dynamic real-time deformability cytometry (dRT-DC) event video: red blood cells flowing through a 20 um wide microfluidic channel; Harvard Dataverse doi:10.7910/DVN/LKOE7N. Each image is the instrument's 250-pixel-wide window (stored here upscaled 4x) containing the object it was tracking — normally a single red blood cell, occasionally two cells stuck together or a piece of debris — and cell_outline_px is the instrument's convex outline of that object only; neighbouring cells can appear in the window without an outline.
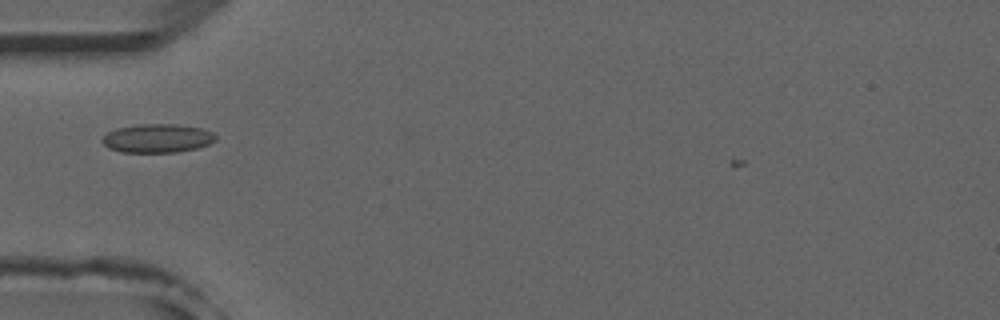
{"species": "common noctule bat (a hibernating species)", "species_latin": "Nyctalus noctula", "temperature_condition": "room temperature", "stored_images_in_passage": 29, "camera_frame_rate_fps": 3000, "um_per_image_px": 0.085, "animal": {"sex": "male", "forearm_length_mm": 52.5}, "frame": {"image": 1, "passage_image": 8, "time_ms": 2.333, "image_size_px": [1000, 320], "cell_outline_px": [[216, 140], [208, 144], [196, 148], [176, 152], [120, 152], [108, 148], [100, 140], [108, 132], [116, 128], [140, 124], [176, 124], [204, 128], [212, 132], [216, 136]], "centroid_in_image_um": [13.37, 11.75], "position_along_channel_um": 71.6, "area_um2": 19.02}}
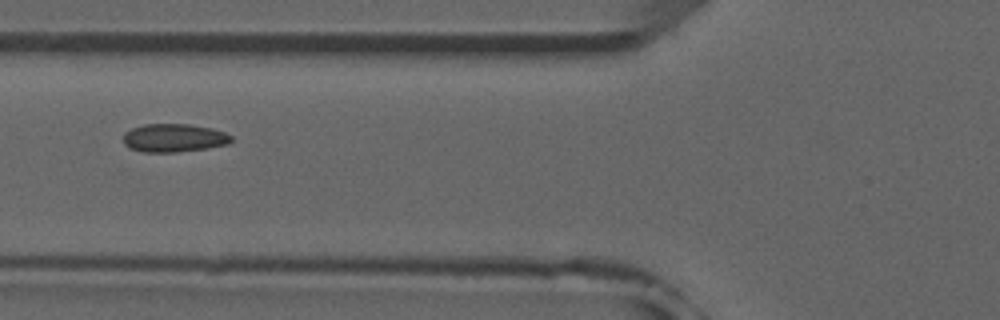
{"frame": {"image": 2, "passage_image": 11, "time_ms": 3.333, "image_size_px": [1000, 320], "cell_outline_px": [[232, 140], [228, 144], [204, 148], [176, 152], [144, 152], [132, 148], [124, 144], [124, 132], [132, 128], [144, 124], [188, 124], [212, 128], [224, 132], [232, 136]], "centroid_in_image_um": [14.78, 11.71], "position_along_channel_um": 111.0, "area_um2": 17.63}}